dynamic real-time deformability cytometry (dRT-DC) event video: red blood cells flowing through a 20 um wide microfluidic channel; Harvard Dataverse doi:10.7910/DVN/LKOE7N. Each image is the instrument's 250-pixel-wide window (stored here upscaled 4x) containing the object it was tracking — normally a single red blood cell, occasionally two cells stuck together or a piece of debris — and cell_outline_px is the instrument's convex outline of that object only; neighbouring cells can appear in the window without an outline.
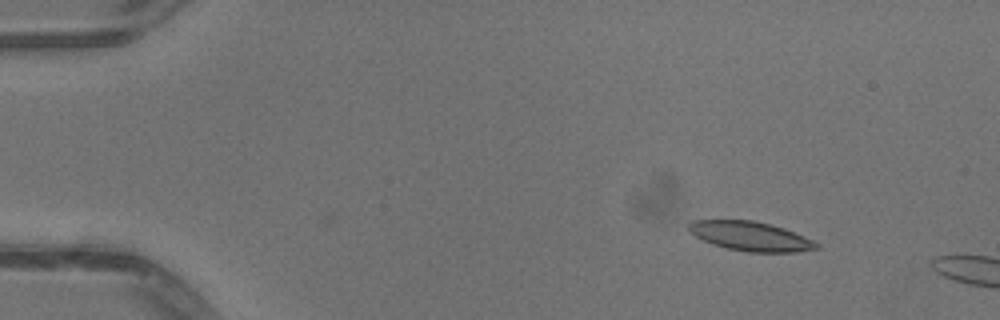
{"species": "common noctule bat (a hibernating species)", "species_latin": "Nyctalus noctula", "temperature_condition": "warm", "stored_images_in_passage": 4, "camera_frame_rate_fps": 3000, "um_per_image_px": 0.085, "animal": {"sex": "male", "body_mass_g": 13.3}, "frame": {"image": 1, "passage_image": 1, "time_ms": 0.0, "image_size_px": [1000, 320], "cell_outline_px": [[820, 248], [796, 252], [748, 252], [728, 248], [704, 240], [696, 236], [688, 228], [688, 224], [692, 220], [752, 220], [772, 224], [784, 228], [812, 240], [820, 244]], "centroid_in_image_um": [63.83, 20.07], "position_along_channel_um": 21.2, "area_um2": 21.56}}